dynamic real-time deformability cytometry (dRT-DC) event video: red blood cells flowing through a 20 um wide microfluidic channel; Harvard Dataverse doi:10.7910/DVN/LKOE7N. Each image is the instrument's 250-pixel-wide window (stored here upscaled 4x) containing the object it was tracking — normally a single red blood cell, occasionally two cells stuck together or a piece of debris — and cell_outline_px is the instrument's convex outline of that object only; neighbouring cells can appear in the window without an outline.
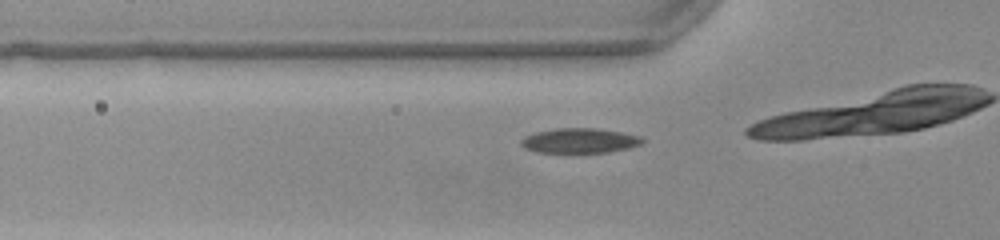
{"species": "common noctule bat (a hibernating species)", "species_latin": "Nyctalus noctula", "temperature_condition": "warm", "stored_images_in_passage": 5, "camera_frame_rate_fps": 3000, "um_per_image_px": 0.085, "animal": {"sex": "female", "body_mass_g": 22.0, "forearm_length_mm": 56.7}, "frame": {"image": 1, "passage_image": 2, "time_ms": 0.333, "image_size_px": [1000, 240], "cell_outline_px": [[644, 140], [640, 144], [628, 148], [608, 152], [536, 152], [524, 148], [520, 144], [520, 140], [524, 136], [536, 132], [556, 128], [596, 128], [620, 132], [640, 136]], "centroid_in_image_um": [49.22, 11.95], "position_along_channel_um": 76.6, "area_um2": 17.46}}